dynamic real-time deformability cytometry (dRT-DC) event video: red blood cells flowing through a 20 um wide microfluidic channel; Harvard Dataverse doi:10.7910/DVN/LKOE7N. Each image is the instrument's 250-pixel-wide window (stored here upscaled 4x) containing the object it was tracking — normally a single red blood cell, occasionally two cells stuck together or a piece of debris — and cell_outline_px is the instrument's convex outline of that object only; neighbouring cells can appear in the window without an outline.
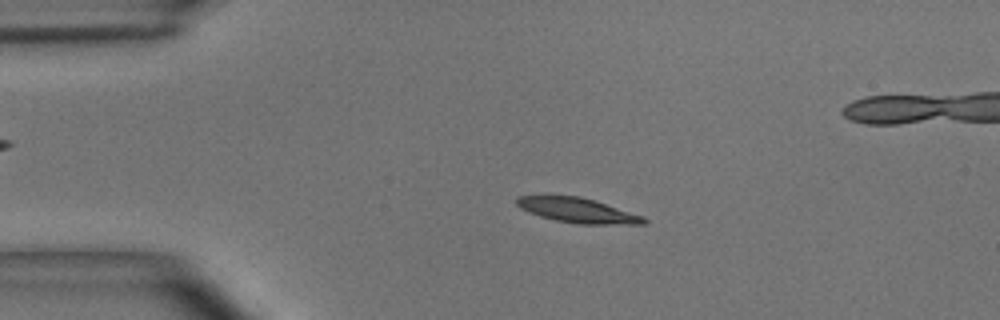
{"species": "common noctule bat (a hibernating species)", "species_latin": "Nyctalus noctula", "temperature_condition": "room temperature", "stored_images_in_passage": 3, "camera_frame_rate_fps": 3000, "um_per_image_px": 0.085, "animal": {"sex": "male", "body_mass_g": 15.6}, "frame": {"image": 1, "passage_image": 2, "time_ms": 0.333, "image_size_px": [1000, 320], "cell_outline_px": [[648, 224], [580, 224], [556, 220], [540, 216], [528, 212], [520, 208], [516, 204], [516, 196], [580, 196], [644, 216], [648, 220]], "centroid_in_image_um": [49.12, 17.89], "position_along_channel_um": 35.9, "area_um2": 18.21}}